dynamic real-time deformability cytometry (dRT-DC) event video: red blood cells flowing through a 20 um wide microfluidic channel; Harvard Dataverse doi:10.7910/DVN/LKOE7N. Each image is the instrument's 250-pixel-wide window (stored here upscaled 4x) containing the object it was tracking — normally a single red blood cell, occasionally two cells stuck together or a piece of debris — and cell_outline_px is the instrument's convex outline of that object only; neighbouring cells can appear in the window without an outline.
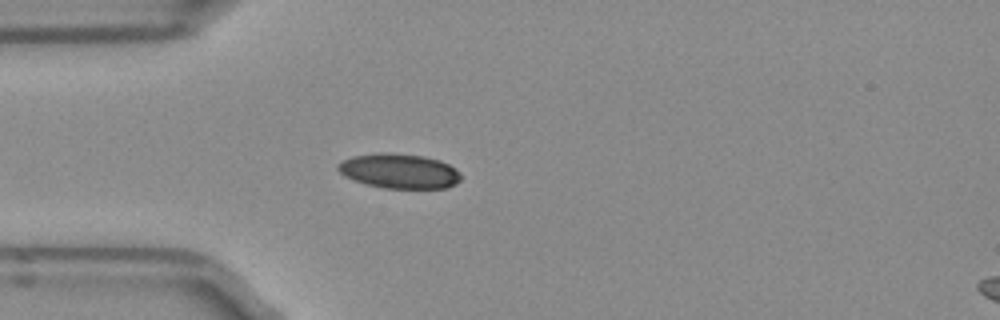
{"species": "Egyptian fruit bat (a non-hibernating species)", "species_latin": "Rousettus aegyptiacus", "temperature_condition": "room temperature", "stored_images_in_passage": 3, "camera_frame_rate_fps": 3000, "um_per_image_px": 0.085, "frame": {"image": 1, "passage_image": 3, "time_ms": 0.667, "image_size_px": [1000, 320], "cell_outline_px": [[460, 180], [456, 184], [444, 188], [384, 188], [368, 184], [344, 176], [336, 168], [336, 164], [352, 156], [380, 152], [392, 152], [424, 156], [440, 160], [456, 168], [460, 172]], "centroid_in_image_um": [33.94, 14.52], "position_along_channel_um": 51.1, "area_um2": 24.97}}